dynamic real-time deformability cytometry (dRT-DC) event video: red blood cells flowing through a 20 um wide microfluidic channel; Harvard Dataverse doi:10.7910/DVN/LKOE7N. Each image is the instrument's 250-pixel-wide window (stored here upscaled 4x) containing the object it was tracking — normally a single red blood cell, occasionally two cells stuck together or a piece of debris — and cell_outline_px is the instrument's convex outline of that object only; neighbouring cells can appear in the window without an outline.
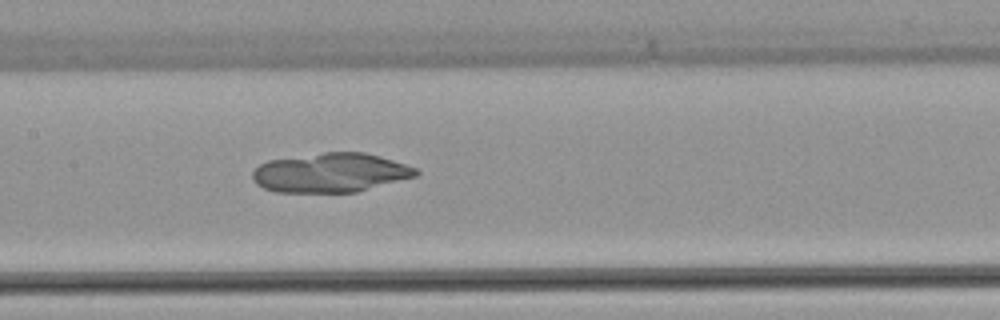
{"species": "common noctule bat (a hibernating species)", "species_latin": "Nyctalus noctula", "temperature_condition": "warm", "stored_images_in_passage": 47, "camera_frame_rate_fps": 3000, "um_per_image_px": 0.085, "animal": {"sex": "female", "body_mass_g": 22.7, "forearm_length_mm": 54.2}, "frame": {"image": 1, "passage_image": 23, "time_ms": 7.333, "image_size_px": [1000, 320], "cell_outline_px": [[420, 172], [416, 176], [356, 192], [276, 192], [264, 188], [256, 184], [252, 180], [252, 172], [260, 164], [268, 160], [324, 152], [364, 152], [380, 156], [416, 168]], "centroid_in_image_um": [28.07, 14.68], "position_along_channel_um": 179.3, "area_um2": 37.28}}
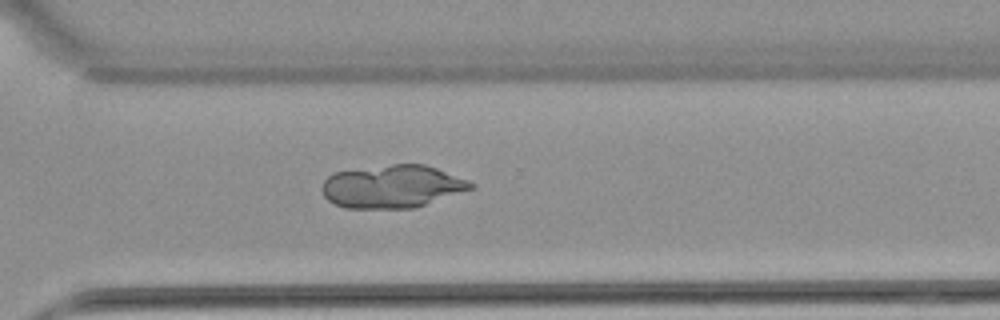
{"frame": {"image": 2, "passage_image": 34, "time_ms": 11.0, "image_size_px": [1000, 320], "cell_outline_px": [[476, 184], [472, 188], [412, 208], [344, 208], [328, 200], [324, 196], [320, 188], [324, 180], [328, 176], [336, 172], [392, 164], [424, 164], [436, 168], [468, 180]], "centroid_in_image_um": [33.3, 15.85], "position_along_channel_um": 337.3, "area_um2": 36.7}}